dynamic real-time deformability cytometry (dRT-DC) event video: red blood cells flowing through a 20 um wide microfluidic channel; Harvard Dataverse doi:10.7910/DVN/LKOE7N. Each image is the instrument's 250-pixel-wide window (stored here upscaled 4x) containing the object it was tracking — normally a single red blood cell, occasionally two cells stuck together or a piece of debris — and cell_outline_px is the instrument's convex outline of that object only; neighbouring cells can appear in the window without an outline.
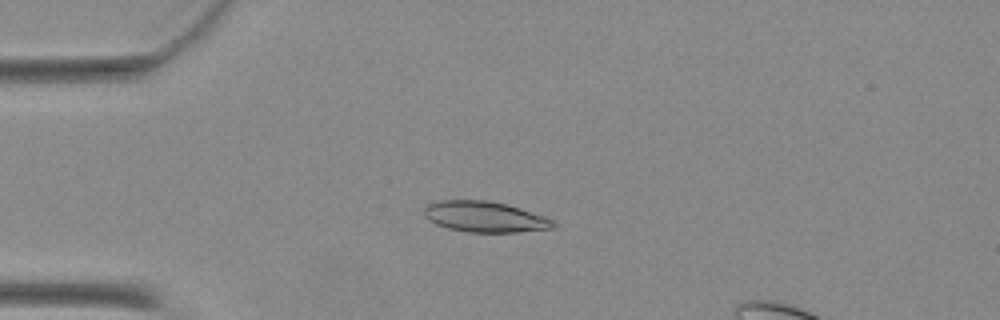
{"species": "Egyptian fruit bat (a non-hibernating species)", "species_latin": "Rousettus aegyptiacus", "temperature_condition": "warm", "stored_images_in_passage": 27, "camera_frame_rate_fps": 3000, "um_per_image_px": 0.085, "animal": {"sex": "female"}, "frame": {"image": 1, "passage_image": 7, "time_ms": 2.0, "image_size_px": [1000, 320], "cell_outline_px": [[556, 228], [516, 232], [468, 232], [448, 228], [436, 224], [428, 220], [424, 216], [424, 208], [428, 204], [440, 200], [488, 200], [508, 204], [544, 216], [552, 220], [556, 224]], "centroid_in_image_um": [41.21, 18.42], "position_along_channel_um": 43.8, "area_um2": 23.24}}
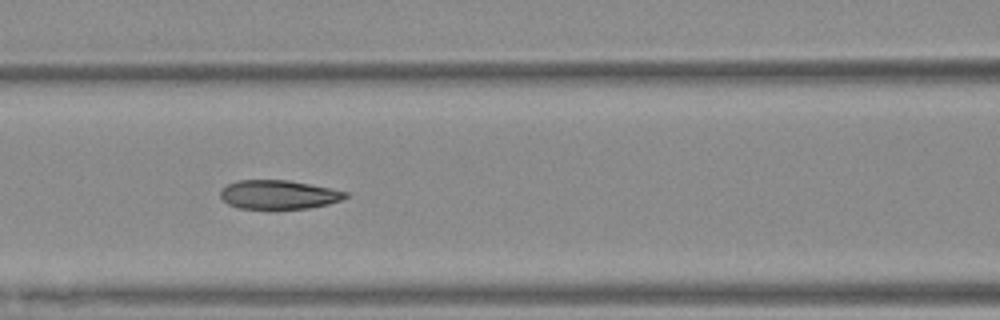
{"frame": {"image": 2, "passage_image": 16, "time_ms": 5.0, "image_size_px": [1000, 320], "cell_outline_px": [[348, 196], [340, 200], [328, 204], [308, 208], [240, 208], [228, 204], [220, 196], [220, 188], [236, 180], [288, 180], [348, 192]], "centroid_in_image_um": [23.64, 16.53], "position_along_channel_um": 143.0, "area_um2": 20.81}}
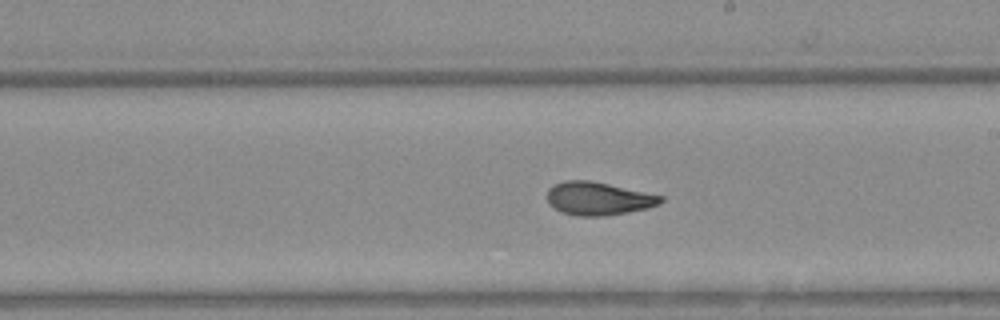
{"frame": {"image": 3, "passage_image": 23, "time_ms": 7.333, "image_size_px": [1000, 320], "cell_outline_px": [[664, 200], [660, 204], [648, 208], [628, 212], [604, 216], [576, 216], [560, 212], [548, 204], [548, 188], [552, 184], [564, 180], [588, 180], [608, 184], [664, 196]], "centroid_in_image_um": [50.83, 16.88], "position_along_channel_um": 238.2, "area_um2": 22.08}}